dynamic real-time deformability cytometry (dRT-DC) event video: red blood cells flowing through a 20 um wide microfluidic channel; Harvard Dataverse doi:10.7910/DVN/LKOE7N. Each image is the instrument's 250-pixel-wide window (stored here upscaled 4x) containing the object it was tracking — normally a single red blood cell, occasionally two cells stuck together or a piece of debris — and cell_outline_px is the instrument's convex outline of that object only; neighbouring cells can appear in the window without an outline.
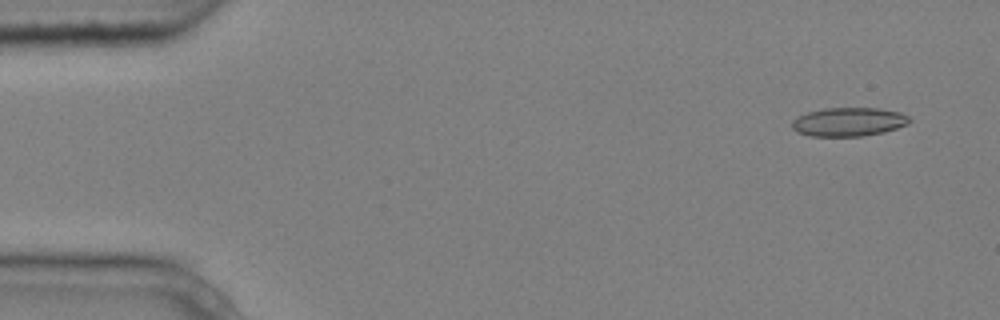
{"species": "common noctule bat (a hibernating species)", "species_latin": "Nyctalus noctula", "temperature_condition": "cold", "stored_images_in_passage": 5, "camera_frame_rate_fps": 3000, "um_per_image_px": 0.085, "animal": {"sex": "male", "body_mass_g": 20.4}, "frame": {"image": 1, "passage_image": 1, "time_ms": 0.0, "image_size_px": [1000, 320], "cell_outline_px": [[912, 120], [908, 124], [884, 132], [860, 136], [808, 136], [796, 132], [792, 128], [792, 120], [796, 116], [808, 112], [824, 108], [880, 108], [900, 112], [908, 116]], "centroid_in_image_um": [72.11, 10.35], "position_along_channel_um": 12.9, "area_um2": 19.83}}
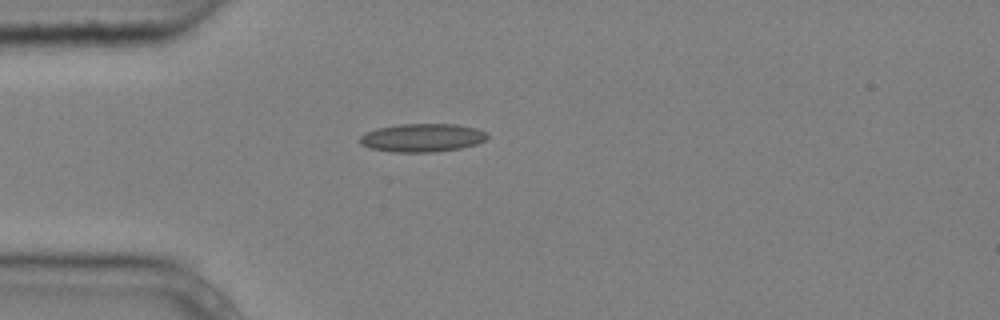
{"frame": {"image": 2, "passage_image": 4, "time_ms": 1.0, "image_size_px": [1000, 320], "cell_outline_px": [[488, 136], [484, 140], [476, 144], [460, 148], [432, 152], [392, 152], [372, 148], [360, 144], [360, 136], [368, 132], [380, 128], [400, 124], [456, 124], [476, 128], [488, 132]], "centroid_in_image_um": [35.93, 11.7], "position_along_channel_um": 49.1, "area_um2": 20.81}}